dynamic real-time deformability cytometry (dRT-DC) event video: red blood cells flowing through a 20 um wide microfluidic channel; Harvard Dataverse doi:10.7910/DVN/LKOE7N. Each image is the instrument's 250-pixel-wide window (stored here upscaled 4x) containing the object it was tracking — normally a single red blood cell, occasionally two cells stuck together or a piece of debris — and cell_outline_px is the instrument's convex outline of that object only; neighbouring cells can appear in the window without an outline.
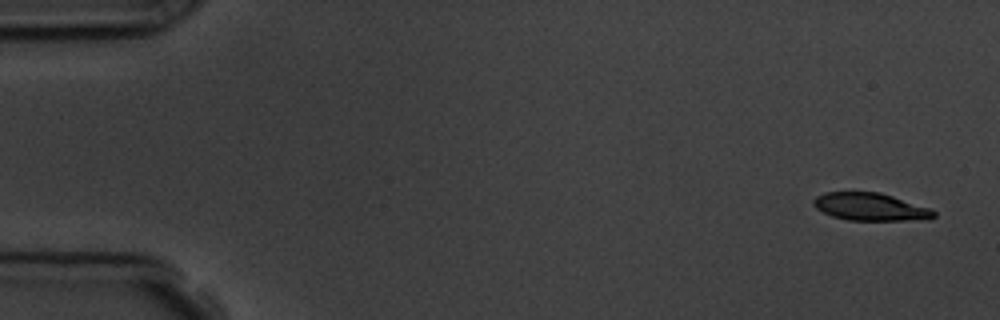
{"species": "common noctule bat (a hibernating species)", "species_latin": "Nyctalus noctula", "temperature_condition": "room temperature", "stored_images_in_passage": 6, "camera_frame_rate_fps": 3000, "um_per_image_px": 0.085, "animal": {"sex": "male", "body_mass_g": 19.5, "forearm_length_mm": 54.6}, "frame": {"image": 1, "passage_image": 1, "time_ms": 0.0, "image_size_px": [1000, 320], "cell_outline_px": [[936, 216], [928, 220], [848, 220], [832, 216], [816, 208], [812, 204], [812, 200], [816, 196], [824, 192], [880, 192], [932, 208], [936, 212]], "centroid_in_image_um": [74.02, 17.58], "position_along_channel_um": 11.0, "area_um2": 19.59}}